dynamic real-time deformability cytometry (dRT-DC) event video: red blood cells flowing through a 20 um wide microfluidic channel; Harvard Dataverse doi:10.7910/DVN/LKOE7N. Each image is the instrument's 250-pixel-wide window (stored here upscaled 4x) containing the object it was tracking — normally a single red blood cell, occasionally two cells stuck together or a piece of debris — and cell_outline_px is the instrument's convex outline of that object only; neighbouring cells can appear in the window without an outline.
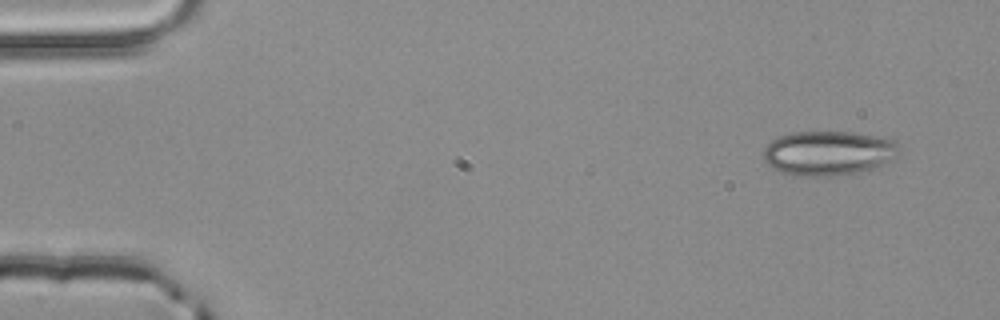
{"species": "common noctule bat (a hibernating species)", "species_latin": "Nyctalus noctula", "temperature_condition": "room temperature", "stored_images_in_passage": 3, "camera_frame_rate_fps": 3000, "um_per_image_px": 0.085, "animal": {"sex": "male", "body_mass_g": 20.4}, "frame": {"image": 1, "passage_image": 1, "time_ms": 0.0, "image_size_px": [1000, 320], "cell_outline_px": [[900, 156], [896, 160], [876, 168], [860, 172], [832, 176], [792, 176], [780, 172], [772, 168], [764, 160], [764, 148], [772, 140], [780, 136], [792, 132], [856, 132], [896, 140], [900, 152]], "centroid_in_image_um": [70.48, 13.03], "position_along_channel_um": 14.5, "area_um2": 35.89}}